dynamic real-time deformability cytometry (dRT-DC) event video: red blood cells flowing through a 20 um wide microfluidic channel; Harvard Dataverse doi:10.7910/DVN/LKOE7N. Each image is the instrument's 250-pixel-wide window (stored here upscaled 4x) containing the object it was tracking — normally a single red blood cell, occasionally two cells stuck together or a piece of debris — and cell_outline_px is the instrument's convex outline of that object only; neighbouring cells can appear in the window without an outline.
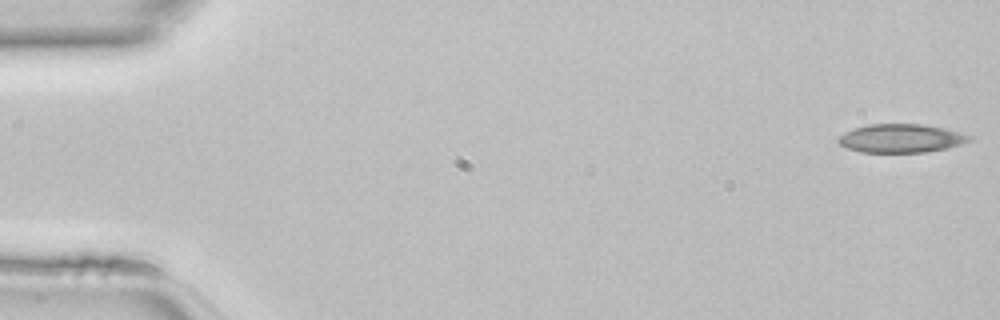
{"species": "common noctule bat (a hibernating species)", "species_latin": "Nyctalus noctula", "temperature_condition": "room temperature", "stored_images_in_passage": 46, "camera_frame_rate_fps": 3000, "um_per_image_px": 0.085, "animal": {"sex": "female", "body_mass_g": 22.7, "forearm_length_mm": 54.2}, "frame": {"image": 1, "passage_image": 1, "time_ms": 0.0, "image_size_px": [1000, 320], "cell_outline_px": [[972, 140], [948, 148], [924, 152], [860, 152], [848, 148], [840, 144], [836, 140], [844, 132], [868, 124], [920, 124], [944, 128], [960, 132], [972, 136]], "centroid_in_image_um": [76.6, 11.76], "position_along_channel_um": 8.4, "area_um2": 21.68}}
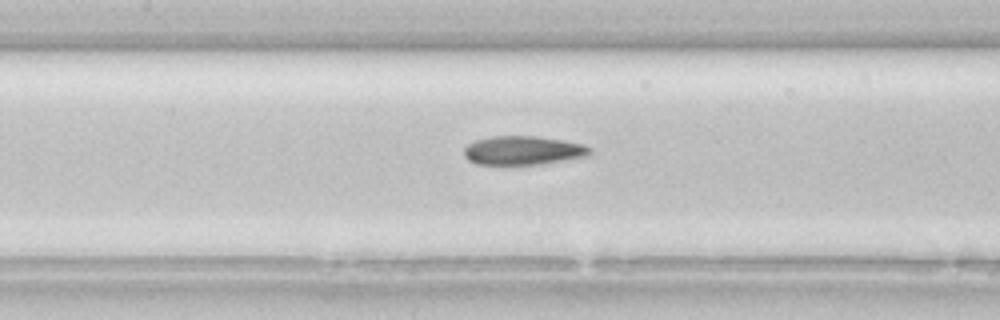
{"frame": {"image": 2, "passage_image": 21, "time_ms": 6.667, "image_size_px": [1000, 320], "cell_outline_px": [[592, 152], [588, 156], [540, 164], [476, 164], [468, 160], [464, 156], [464, 148], [468, 144], [476, 140], [492, 136], [536, 136], [584, 144], [592, 148]], "centroid_in_image_um": [44.46, 12.78], "position_along_channel_um": 162.9, "area_um2": 21.1}}
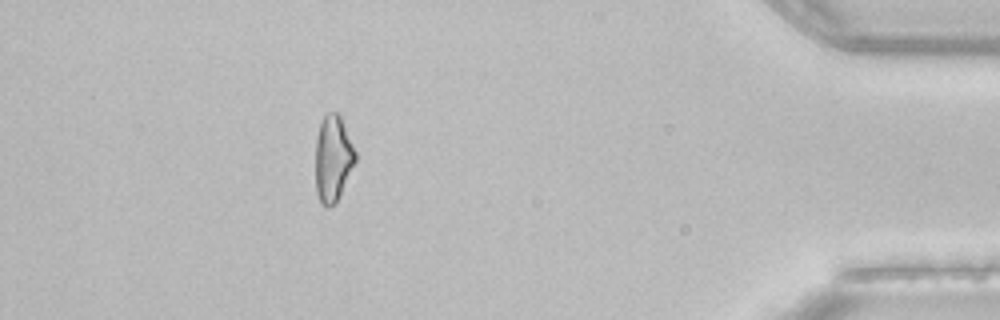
{"frame": {"image": 3, "passage_image": 41, "time_ms": 13.333, "image_size_px": [1000, 320], "cell_outline_px": [[356, 160], [340, 196], [336, 204], [328, 208], [320, 204], [316, 192], [316, 136], [320, 124], [324, 116], [328, 112], [336, 112], [340, 116], [356, 152]], "centroid_in_image_um": [28.29, 13.52], "position_along_channel_um": 406.9, "area_um2": 20.11}}